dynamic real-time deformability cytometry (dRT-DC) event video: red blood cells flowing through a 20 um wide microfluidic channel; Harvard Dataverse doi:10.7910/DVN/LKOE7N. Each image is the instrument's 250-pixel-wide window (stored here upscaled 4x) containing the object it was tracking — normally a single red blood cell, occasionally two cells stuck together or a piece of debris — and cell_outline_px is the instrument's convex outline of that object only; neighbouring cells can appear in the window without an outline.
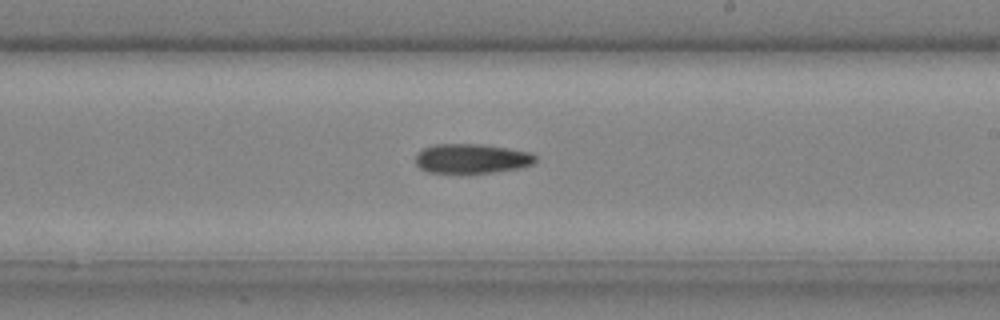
{"species": "common noctule bat (a hibernating species)", "species_latin": "Nyctalus noctula", "temperature_condition": "cold", "stored_images_in_passage": 28, "camera_frame_rate_fps": 3000, "um_per_image_px": 0.085, "animal": {"sex": "male", "body_mass_g": 20.4}, "frame": {"image": 1, "passage_image": 20, "time_ms": 6.333, "image_size_px": [1000, 320], "cell_outline_px": [[536, 160], [532, 164], [520, 168], [492, 172], [428, 172], [420, 168], [416, 164], [416, 152], [424, 148], [436, 144], [484, 144], [532, 152], [536, 156]], "centroid_in_image_um": [40.11, 13.46], "position_along_channel_um": 248.9, "area_um2": 20.58}}